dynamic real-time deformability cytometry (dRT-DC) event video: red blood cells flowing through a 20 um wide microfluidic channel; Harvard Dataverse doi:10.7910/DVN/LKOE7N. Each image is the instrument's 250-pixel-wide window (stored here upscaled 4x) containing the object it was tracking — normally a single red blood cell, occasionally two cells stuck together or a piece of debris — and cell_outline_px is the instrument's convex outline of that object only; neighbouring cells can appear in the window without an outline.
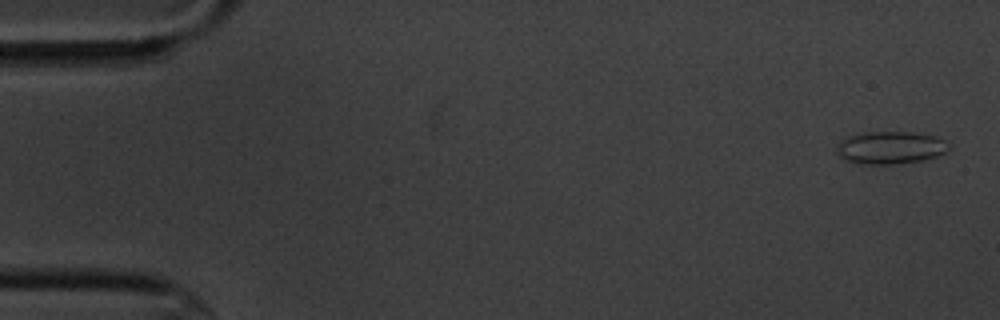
{"species": "common noctule bat (a hibernating species)", "species_latin": "Nyctalus noctula", "temperature_condition": "cold", "stored_images_in_passage": 6, "segment_of_instrument_passage": [1, 2], "camera_frame_rate_fps": 3000, "um_per_image_px": 0.085, "animal": {"sex": "male", "body_mass_g": 20.1, "forearm_length_mm": 53.5}, "frame": {"image": 1, "passage_image": 1, "time_ms": 0.0, "image_size_px": [1000, 320], "cell_outline_px": [[952, 144], [948, 152], [924, 160], [892, 164], [860, 164], [844, 160], [836, 152], [836, 148], [840, 140], [844, 136], [860, 132], [912, 132], [936, 136]], "centroid_in_image_um": [75.68, 12.54], "position_along_channel_um": 9.3, "area_um2": 21.79}}
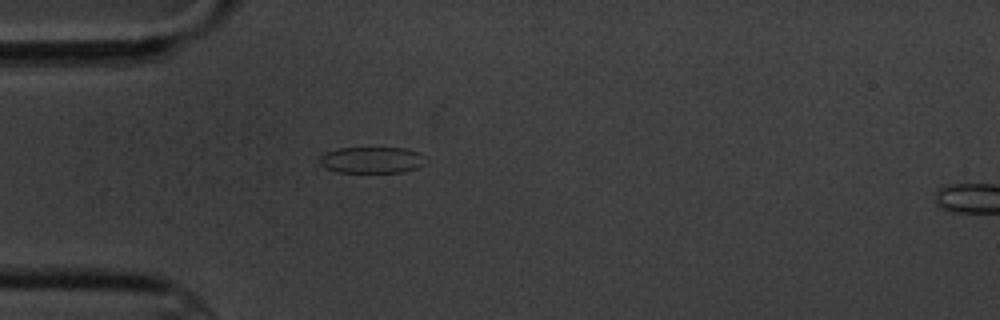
{"frame": {"image": 2, "passage_image": 5, "time_ms": 4.667, "image_size_px": [1000, 320], "cell_outline_px": [[428, 160], [424, 164], [416, 168], [400, 172], [336, 172], [324, 168], [320, 164], [320, 156], [324, 152], [340, 148], [404, 148], [416, 152]], "centroid_in_image_um": [31.56, 13.6], "position_along_channel_um": 53.4, "area_um2": 16.24}}